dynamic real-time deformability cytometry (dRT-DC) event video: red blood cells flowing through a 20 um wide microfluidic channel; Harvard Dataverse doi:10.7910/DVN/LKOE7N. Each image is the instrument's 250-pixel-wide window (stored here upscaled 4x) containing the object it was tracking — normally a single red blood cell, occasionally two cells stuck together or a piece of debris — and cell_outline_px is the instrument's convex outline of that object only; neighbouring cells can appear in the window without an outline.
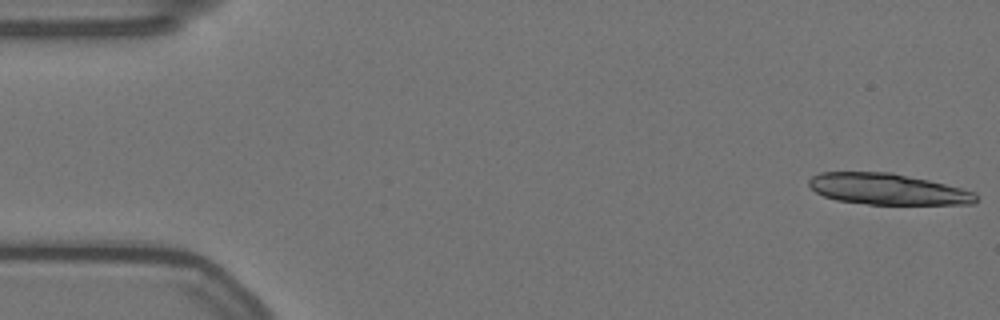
{"species": "Egyptian fruit bat (a non-hibernating species)", "species_latin": "Rousettus aegyptiacus", "temperature_condition": "warm", "stored_images_in_passage": 16, "camera_frame_rate_fps": 3000, "um_per_image_px": 0.085, "animal": {"sex": "female"}, "frame": {"image": 1, "passage_image": 1, "time_ms": 0.0, "image_size_px": [1000, 320], "cell_outline_px": [[976, 204], [868, 204], [836, 200], [824, 196], [816, 192], [808, 184], [808, 180], [812, 176], [820, 172], [892, 172], [928, 180], [976, 192]], "centroid_in_image_um": [75.43, 16.07], "position_along_channel_um": 9.6, "area_um2": 30.17}}